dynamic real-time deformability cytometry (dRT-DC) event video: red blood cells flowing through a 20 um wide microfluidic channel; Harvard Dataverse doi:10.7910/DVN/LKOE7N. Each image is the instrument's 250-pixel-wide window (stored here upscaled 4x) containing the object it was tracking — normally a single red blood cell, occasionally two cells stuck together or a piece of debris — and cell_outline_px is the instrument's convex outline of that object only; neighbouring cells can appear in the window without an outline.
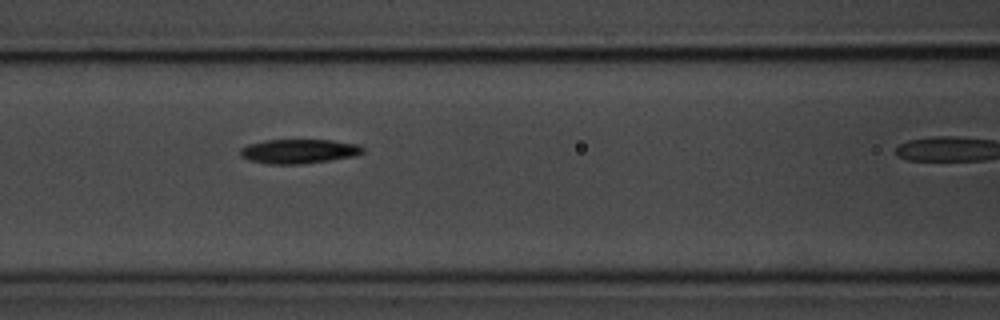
{"species": "common noctule bat (a hibernating species)", "species_latin": "Nyctalus noctula", "temperature_condition": "room temperature", "stored_images_in_passage": 5, "camera_frame_rate_fps": 3000, "um_per_image_px": 0.085, "animal": {"sex": "male", "body_mass_g": 20.1, "forearm_length_mm": 53.5}, "frame": {"image": 1, "passage_image": 4, "time_ms": 3.333, "image_size_px": [1000, 320], "cell_outline_px": [[364, 152], [356, 156], [300, 164], [268, 164], [248, 160], [240, 156], [240, 148], [248, 144], [264, 140], [332, 140], [356, 144], [364, 148]], "centroid_in_image_um": [25.37, 12.86], "position_along_channel_um": 141.2, "area_um2": 17.4}}